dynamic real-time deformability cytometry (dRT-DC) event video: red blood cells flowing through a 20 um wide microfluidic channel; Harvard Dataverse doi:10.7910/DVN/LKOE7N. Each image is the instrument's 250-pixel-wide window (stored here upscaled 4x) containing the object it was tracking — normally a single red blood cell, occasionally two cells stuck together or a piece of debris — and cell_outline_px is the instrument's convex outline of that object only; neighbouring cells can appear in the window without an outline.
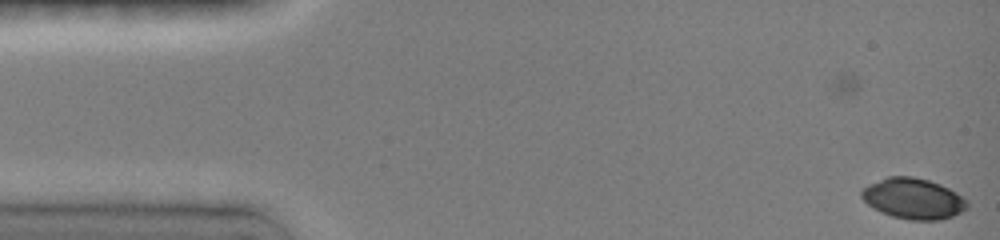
{"species": "common noctule bat (a hibernating species)", "species_latin": "Nyctalus noctula", "temperature_condition": "room temperature", "stored_images_in_passage": 2, "camera_frame_rate_fps": 3000, "um_per_image_px": 0.085, "animal": {"sex": "female", "body_mass_g": 19.0, "forearm_length_mm": 51.5}, "frame": {"image": 1, "passage_image": 2, "time_ms": 0.667, "image_size_px": [1000, 240], "cell_outline_px": [[968, 208], [952, 216], [940, 220], [908, 220], [892, 216], [880, 212], [868, 204], [860, 196], [860, 192], [868, 184], [888, 176], [912, 176], [928, 180], [940, 184], [956, 192], [968, 200]], "centroid_in_image_um": [77.63, 16.88], "position_along_channel_um": 7.4, "area_um2": 25.14}}